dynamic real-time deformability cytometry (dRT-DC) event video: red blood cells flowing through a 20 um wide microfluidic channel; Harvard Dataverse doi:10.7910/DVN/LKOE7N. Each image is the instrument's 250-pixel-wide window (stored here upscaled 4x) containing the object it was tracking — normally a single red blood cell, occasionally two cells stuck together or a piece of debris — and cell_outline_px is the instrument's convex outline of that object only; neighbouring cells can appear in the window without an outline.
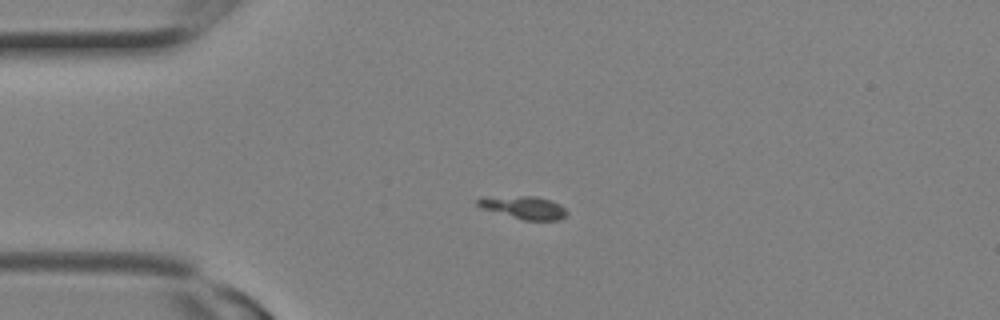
{"species": "Egyptian fruit bat (a non-hibernating species)", "species_latin": "Rousettus aegyptiacus", "temperature_condition": "room temperature", "stored_images_in_passage": 5, "camera_frame_rate_fps": 3000, "um_per_image_px": 0.085, "animal": {"sex": "female"}, "frame": {"image": 1, "passage_image": 2, "time_ms": 0.333, "image_size_px": [1000, 320], "cell_outline_px": [[568, 212], [560, 220], [524, 220], [484, 208], [476, 204], [476, 200], [480, 196], [536, 196], [552, 200], [560, 204]], "centroid_in_image_um": [44.53, 17.61], "position_along_channel_um": 40.5, "area_um2": 11.85}}
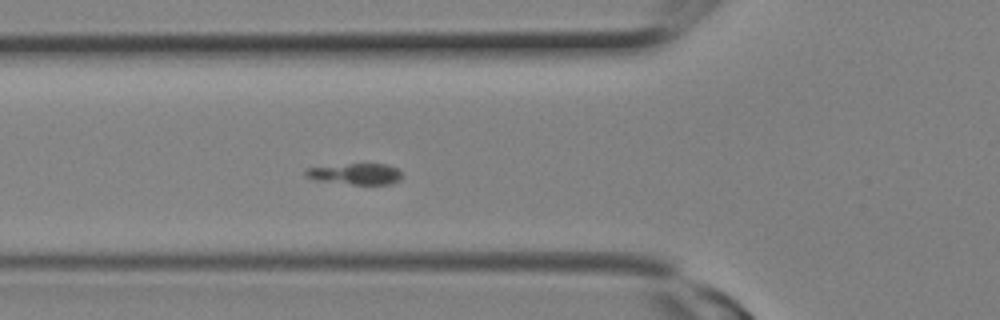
{"frame": {"image": 2, "passage_image": 5, "time_ms": 1.333, "image_size_px": [1000, 320], "cell_outline_px": [[404, 176], [400, 180], [392, 184], [352, 184], [312, 180], [304, 176], [304, 168], [348, 164], [388, 164], [396, 168]], "centroid_in_image_um": [30.2, 14.79], "position_along_channel_um": 95.6, "area_um2": 12.02}}